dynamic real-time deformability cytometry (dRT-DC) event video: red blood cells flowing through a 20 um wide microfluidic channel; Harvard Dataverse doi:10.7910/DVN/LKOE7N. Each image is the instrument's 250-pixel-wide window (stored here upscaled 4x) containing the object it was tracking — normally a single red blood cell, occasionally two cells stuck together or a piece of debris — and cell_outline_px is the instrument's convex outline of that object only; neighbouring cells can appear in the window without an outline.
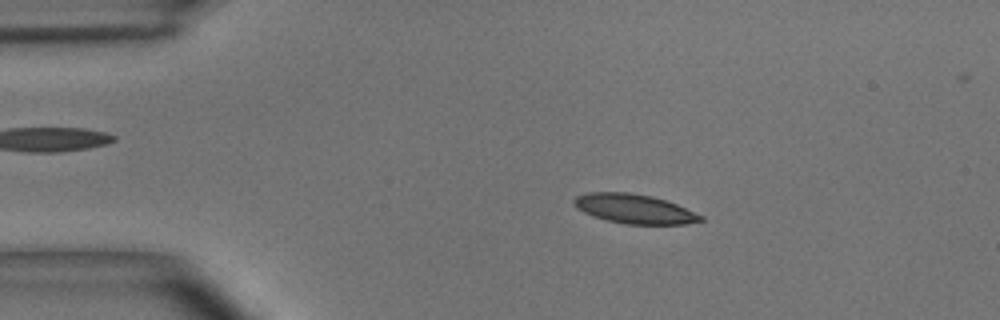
{"species": "common noctule bat (a hibernating species)", "species_latin": "Nyctalus noctula", "temperature_condition": "room temperature", "stored_images_in_passage": 50, "camera_frame_rate_fps": 3000, "um_per_image_px": 0.085, "animal": {"sex": "male", "body_mass_g": 15.6}, "frame": {"image": 1, "passage_image": 9, "time_ms": 2.667, "image_size_px": [1000, 320], "cell_outline_px": [[704, 220], [688, 224], [624, 224], [592, 216], [576, 208], [572, 204], [572, 200], [576, 196], [588, 192], [628, 192], [652, 196], [676, 204], [704, 216]], "centroid_in_image_um": [53.89, 17.75], "position_along_channel_um": 31.1, "area_um2": 21.73}}
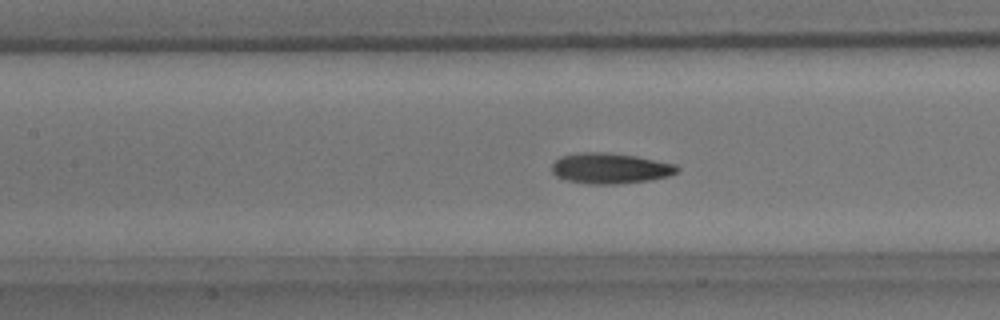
{"frame": {"image": 2, "passage_image": 22, "time_ms": 7.0, "image_size_px": [1000, 320], "cell_outline_px": [[680, 168], [676, 172], [668, 176], [648, 180], [616, 184], [588, 184], [564, 180], [556, 176], [552, 172], [552, 164], [560, 156], [584, 152], [604, 152], [636, 156], [676, 164]], "centroid_in_image_um": [51.84, 14.31], "position_along_channel_um": 155.6, "area_um2": 22.31}}
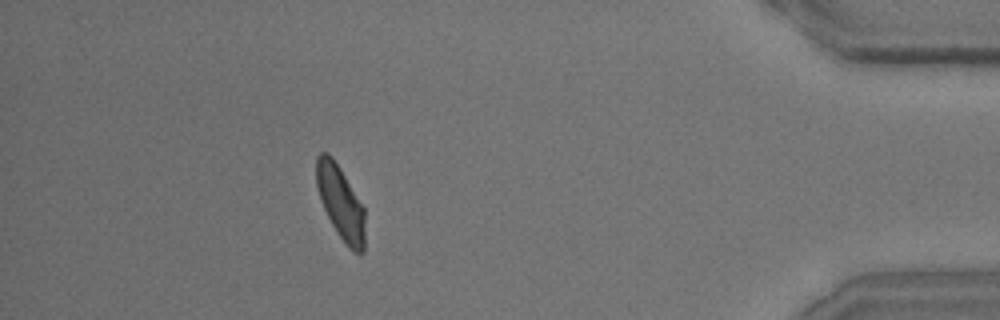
{"frame": {"image": 3, "passage_image": 45, "time_ms": 14.667, "image_size_px": [1000, 320], "cell_outline_px": [[364, 252], [360, 256], [352, 252], [348, 248], [332, 224], [320, 200], [316, 184], [316, 156], [320, 152], [328, 152], [332, 156], [340, 168], [364, 208]], "centroid_in_image_um": [28.94, 17.23], "position_along_channel_um": 406.3, "area_um2": 20.81}, "authors_computed_cell_mechanics": {"area_um2": 21.4727, "velocity_mm_per_s": 3.9249, "shape_relaxation_time_tau1_ms": 3.8664, "shape_relaxation_time_tau2_ms": 2.5302, "deformation_change_tau1": 0.1584, "deformation_change_tau2": 0.0794}}